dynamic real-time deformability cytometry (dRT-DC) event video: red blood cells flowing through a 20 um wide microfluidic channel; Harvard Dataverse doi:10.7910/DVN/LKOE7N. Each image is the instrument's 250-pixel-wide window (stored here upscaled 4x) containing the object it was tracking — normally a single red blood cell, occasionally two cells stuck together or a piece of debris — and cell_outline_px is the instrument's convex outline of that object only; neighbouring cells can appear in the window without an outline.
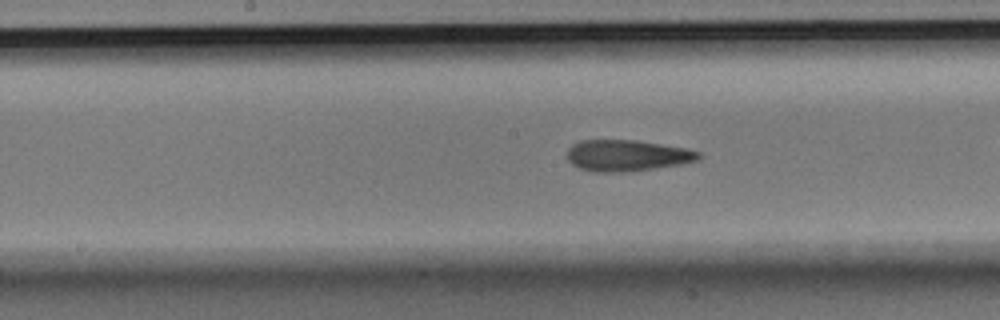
{"species": "Egyptian fruit bat (a non-hibernating species)", "species_latin": "Rousettus aegyptiacus", "temperature_condition": "room temperature", "stored_images_in_passage": 35, "camera_frame_rate_fps": 3000, "um_per_image_px": 0.085, "animal": {"sex": "male"}, "frame": {"image": 1, "passage_image": 20, "time_ms": 6.333, "image_size_px": [1000, 320], "cell_outline_px": [[700, 160], [680, 164], [652, 168], [620, 172], [592, 172], [580, 168], [572, 164], [568, 160], [568, 148], [572, 144], [580, 140], [636, 140], [688, 148], [700, 152]], "centroid_in_image_um": [53.29, 13.21], "position_along_channel_um": 194.9, "area_um2": 23.93}}
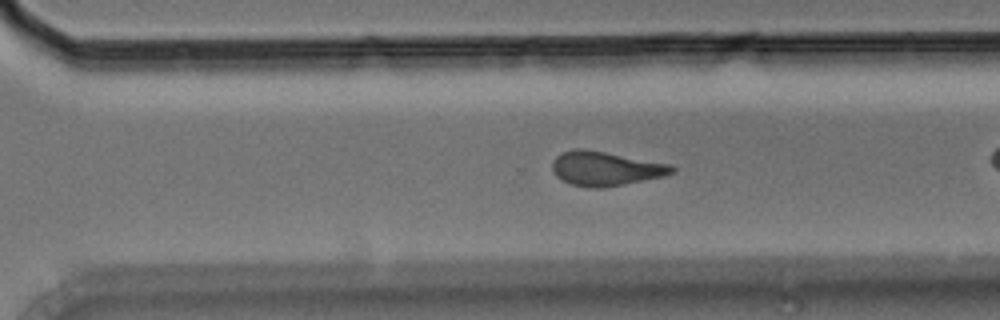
{"frame": {"image": 2, "passage_image": 30, "time_ms": 9.667, "image_size_px": [1000, 320], "cell_outline_px": [[676, 172], [660, 176], [624, 184], [604, 188], [588, 188], [572, 184], [556, 176], [552, 172], [552, 160], [556, 156], [564, 152], [576, 148], [584, 148], [672, 164], [676, 168]], "centroid_in_image_um": [51.46, 14.32], "position_along_channel_um": 319.1, "area_um2": 23.87}}